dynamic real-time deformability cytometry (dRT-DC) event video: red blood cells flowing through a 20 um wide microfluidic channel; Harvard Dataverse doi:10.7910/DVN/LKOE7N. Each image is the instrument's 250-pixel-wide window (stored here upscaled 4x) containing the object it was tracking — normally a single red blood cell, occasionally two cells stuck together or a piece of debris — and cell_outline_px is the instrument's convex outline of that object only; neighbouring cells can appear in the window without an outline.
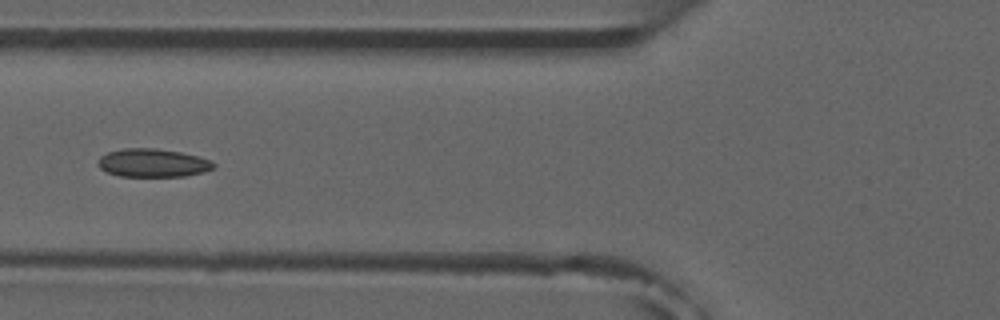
{"species": "common noctule bat (a hibernating species)", "species_latin": "Nyctalus noctula", "temperature_condition": "room temperature", "stored_images_in_passage": 7, "camera_frame_rate_fps": 3000, "um_per_image_px": 0.085, "animal": {"sex": "male", "forearm_length_mm": 52.5}, "frame": {"image": 1, "passage_image": 6, "time_ms": 6.0, "image_size_px": [1000, 320], "cell_outline_px": [[216, 168], [204, 172], [184, 176], [120, 176], [108, 172], [100, 168], [96, 164], [96, 160], [100, 156], [108, 152], [124, 148], [156, 148], [180, 152], [212, 160], [216, 164]], "centroid_in_image_um": [12.99, 13.84], "position_along_channel_um": 112.8, "area_um2": 19.19}}
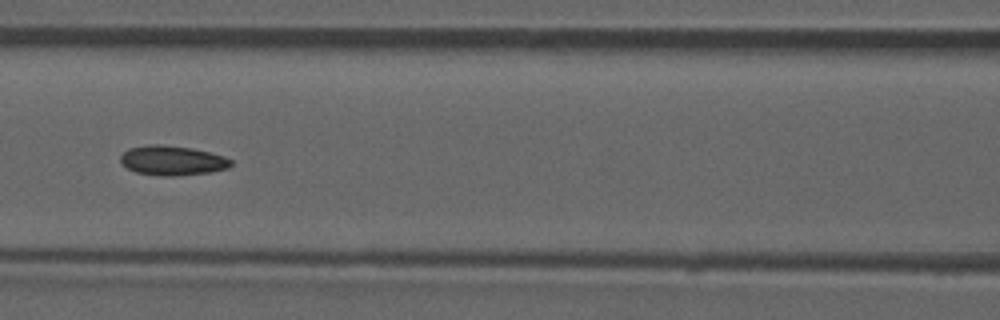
{"frame": {"image": 2, "passage_image": 7, "time_ms": 7.0, "image_size_px": [1000, 320], "cell_outline_px": [[232, 164], [228, 168], [212, 172], [176, 176], [164, 176], [136, 172], [128, 168], [120, 160], [120, 156], [128, 148], [148, 144], [160, 144], [192, 148], [224, 156], [232, 160]], "centroid_in_image_um": [14.66, 13.64], "position_along_channel_um": 151.9, "area_um2": 19.07}}